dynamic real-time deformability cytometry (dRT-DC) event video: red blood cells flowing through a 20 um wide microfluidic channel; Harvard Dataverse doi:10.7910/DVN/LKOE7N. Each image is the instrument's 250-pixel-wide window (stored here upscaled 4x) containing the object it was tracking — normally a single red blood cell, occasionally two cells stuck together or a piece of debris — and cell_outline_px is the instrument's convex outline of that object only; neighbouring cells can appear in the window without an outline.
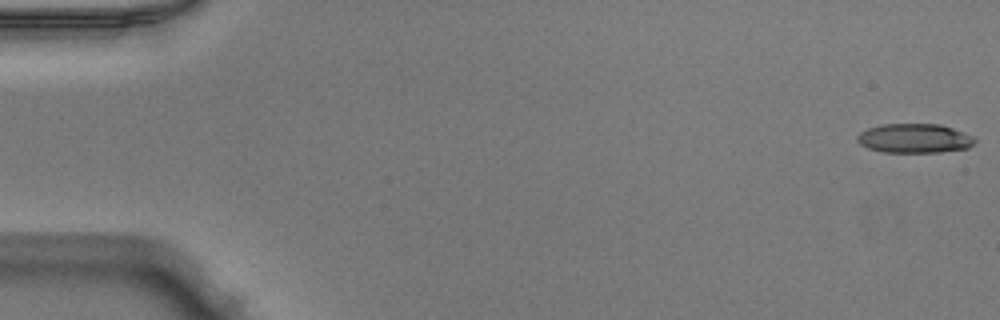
{"species": "Egyptian fruit bat (a non-hibernating species)", "species_latin": "Rousettus aegyptiacus", "temperature_condition": "warm", "stored_images_in_passage": 50, "camera_frame_rate_fps": 3000, "um_per_image_px": 0.085, "animal": {"sex": "male"}, "frame": {"image": 1, "passage_image": 1, "time_ms": 0.0, "image_size_px": [1000, 320], "cell_outline_px": [[976, 140], [968, 148], [940, 152], [884, 152], [868, 148], [860, 144], [856, 140], [856, 136], [860, 132], [868, 128], [880, 124], [940, 124], [952, 128], [972, 136]], "centroid_in_image_um": [77.69, 11.75], "position_along_channel_um": 7.3, "area_um2": 20.0}}
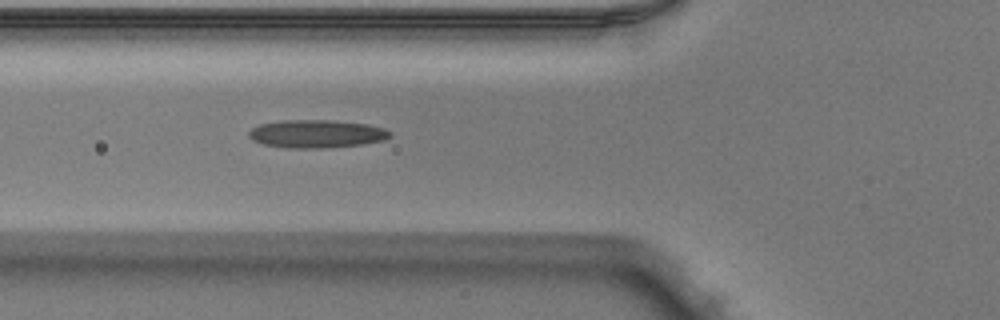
{"frame": {"image": 2, "passage_image": 19, "time_ms": 6.0, "image_size_px": [1000, 320], "cell_outline_px": [[392, 136], [384, 140], [360, 144], [328, 148], [288, 148], [264, 144], [252, 140], [248, 136], [248, 132], [252, 128], [260, 124], [284, 120], [332, 120], [368, 124], [384, 128], [392, 132]], "centroid_in_image_um": [26.92, 11.37], "position_along_channel_um": 98.9, "area_um2": 23.12}}
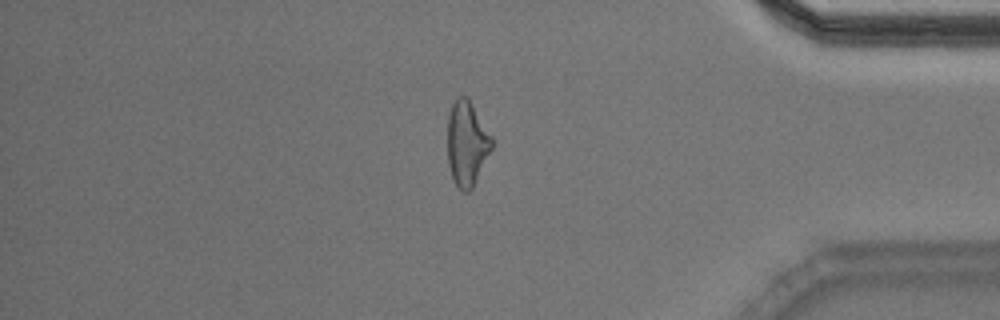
{"frame": {"image": 3, "passage_image": 43, "time_ms": 14.0, "image_size_px": [1000, 320], "cell_outline_px": [[492, 148], [472, 188], [468, 192], [464, 192], [456, 184], [452, 176], [448, 164], [448, 116], [452, 104], [456, 96], [468, 96], [492, 136]], "centroid_in_image_um": [39.68, 12.15], "position_along_channel_um": 395.5, "area_um2": 21.79}, "authors_computed_cell_mechanics": {"area_um2": 21.5883, "velocity_mm_per_s": 4.034, "shape_relaxation_time_tau1_ms": null, "shape_relaxation_time_tau2_ms": 3.1553, "deformation_change_tau1": null, "deformation_change_tau2": 0.1452}}